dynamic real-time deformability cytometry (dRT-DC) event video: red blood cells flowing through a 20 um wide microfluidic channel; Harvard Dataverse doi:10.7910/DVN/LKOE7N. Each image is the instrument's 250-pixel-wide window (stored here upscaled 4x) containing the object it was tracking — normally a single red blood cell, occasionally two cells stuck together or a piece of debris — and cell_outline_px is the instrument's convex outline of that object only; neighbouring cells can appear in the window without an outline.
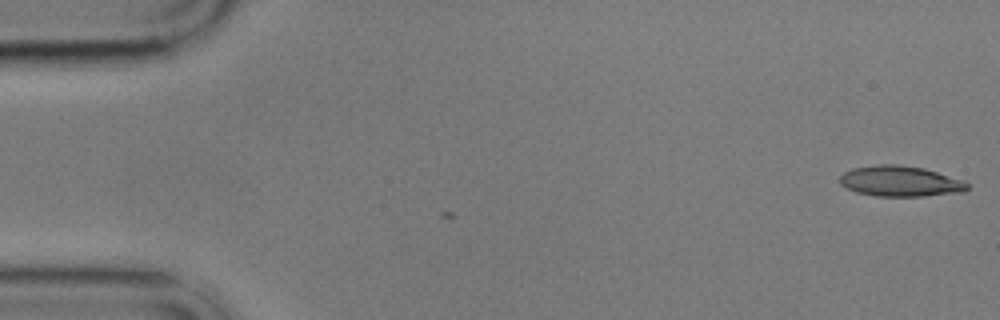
{"species": "common noctule bat (a hibernating species)", "species_latin": "Nyctalus noctula", "temperature_condition": "cold", "stored_images_in_passage": 4, "camera_frame_rate_fps": 3000, "um_per_image_px": 0.085, "animal": {"sex": "male", "body_mass_g": 17.9}, "frame": {"image": 1, "passage_image": 1, "time_ms": 0.0, "image_size_px": [1000, 320], "cell_outline_px": [[968, 188], [964, 192], [924, 196], [876, 196], [856, 192], [844, 188], [840, 184], [840, 176], [844, 172], [852, 168], [876, 164], [896, 164], [924, 168], [964, 180], [968, 184]], "centroid_in_image_um": [76.51, 15.4], "position_along_channel_um": 8.5, "area_um2": 22.95}}